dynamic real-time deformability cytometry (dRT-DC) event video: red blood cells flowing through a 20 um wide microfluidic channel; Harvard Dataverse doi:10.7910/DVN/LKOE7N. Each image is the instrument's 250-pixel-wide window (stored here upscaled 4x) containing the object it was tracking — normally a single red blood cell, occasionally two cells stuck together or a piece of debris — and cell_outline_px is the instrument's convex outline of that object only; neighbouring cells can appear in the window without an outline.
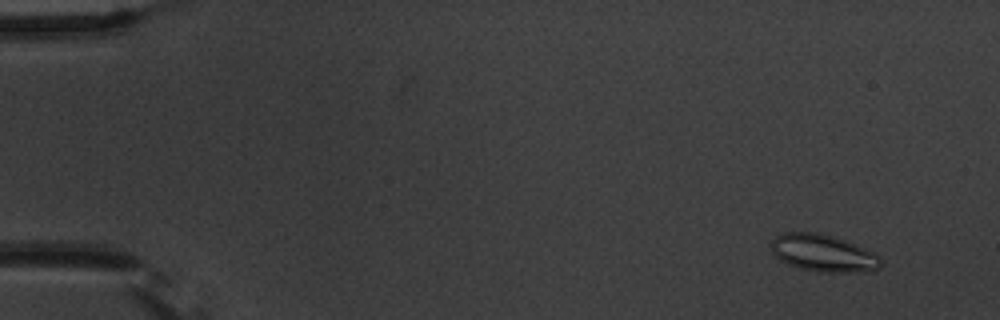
{"species": "common noctule bat (a hibernating species)", "species_latin": "Nyctalus noctula", "temperature_condition": "warm", "stored_images_in_passage": 16, "camera_frame_rate_fps": 3000, "um_per_image_px": 0.085, "animal": {"sex": "male", "body_mass_g": 20.1, "forearm_length_mm": 53.5}, "frame": {"image": 1, "passage_image": 5, "time_ms": 1.333, "image_size_px": [1000, 320], "cell_outline_px": [[884, 264], [880, 268], [856, 272], [820, 272], [800, 268], [788, 264], [780, 260], [772, 252], [772, 240], [776, 236], [784, 232], [816, 232], [844, 240], [876, 252], [884, 260]], "centroid_in_image_um": [70.02, 21.52], "position_along_channel_um": 15.0, "area_um2": 23.81}}